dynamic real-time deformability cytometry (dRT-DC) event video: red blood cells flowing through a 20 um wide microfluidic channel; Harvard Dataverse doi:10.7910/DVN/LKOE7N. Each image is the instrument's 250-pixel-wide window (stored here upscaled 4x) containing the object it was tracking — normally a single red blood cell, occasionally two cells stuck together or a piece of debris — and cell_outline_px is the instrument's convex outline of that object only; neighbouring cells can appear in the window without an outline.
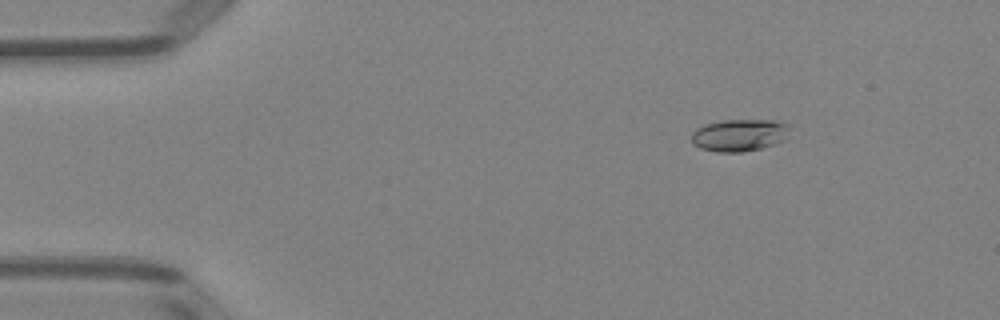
{"species": "Egyptian fruit bat (a non-hibernating species)", "species_latin": "Rousettus aegyptiacus", "temperature_condition": "room temperature", "stored_images_in_passage": 3, "camera_frame_rate_fps": 3000, "um_per_image_px": 0.085, "animal": {"sex": "female"}, "frame": {"image": 1, "passage_image": 1, "time_ms": 0.0, "image_size_px": [1000, 320], "cell_outline_px": [[792, 124], [788, 140], [776, 144], [760, 148], [740, 152], [716, 152], [700, 148], [692, 144], [692, 132], [696, 128], [704, 124], [724, 120], [772, 120]], "centroid_in_image_um": [62.91, 11.48], "position_along_channel_um": 22.1, "area_um2": 18.9}}